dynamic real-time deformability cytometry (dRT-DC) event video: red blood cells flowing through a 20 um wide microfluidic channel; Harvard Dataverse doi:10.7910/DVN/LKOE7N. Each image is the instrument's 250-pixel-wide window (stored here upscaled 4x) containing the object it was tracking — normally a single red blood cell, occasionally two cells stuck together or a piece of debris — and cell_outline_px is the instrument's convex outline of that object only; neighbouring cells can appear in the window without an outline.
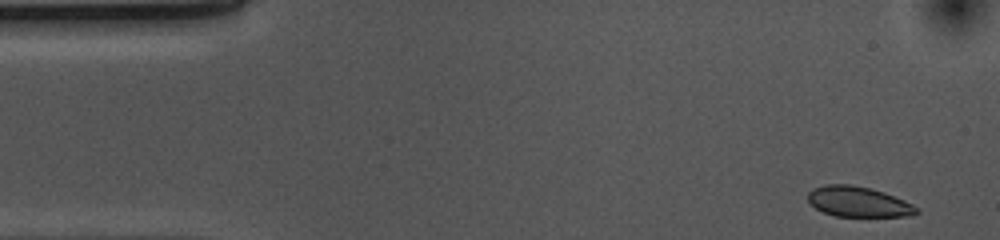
{"species": "common noctule bat (a hibernating species)", "species_latin": "Nyctalus noctula", "temperature_condition": "cold", "stored_images_in_passage": 50, "camera_frame_rate_fps": 3000, "um_per_image_px": 0.085, "animal": {"sex": "female", "body_mass_g": 10.0, "forearm_length_mm": 53.1}, "frame": {"image": 1, "passage_image": 1, "time_ms": 0.0, "image_size_px": [1000, 240], "cell_outline_px": [[920, 212], [912, 216], [836, 216], [824, 212], [816, 208], [808, 200], [808, 192], [812, 188], [824, 184], [852, 184], [872, 188], [884, 192], [904, 200], [920, 208]], "centroid_in_image_um": [72.98, 17.13], "position_along_channel_um": 12.0, "area_um2": 19.36}}
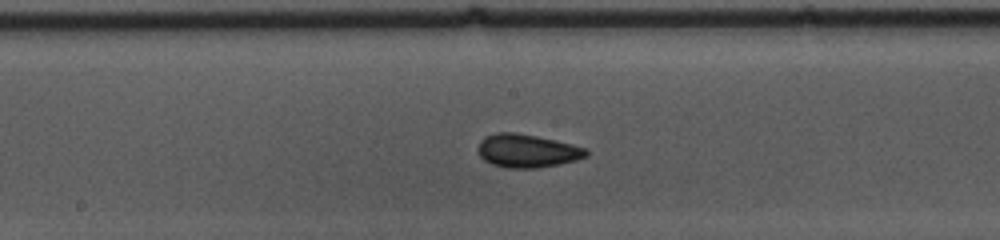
{"frame": {"image": 2, "passage_image": 24, "time_ms": 7.667, "image_size_px": [1000, 240], "cell_outline_px": [[588, 156], [576, 160], [536, 168], [508, 168], [492, 164], [484, 160], [480, 156], [480, 140], [484, 136], [496, 132], [516, 132], [556, 140], [588, 148]], "centroid_in_image_um": [44.83, 12.81], "position_along_channel_um": 203.4, "area_um2": 20.92}}
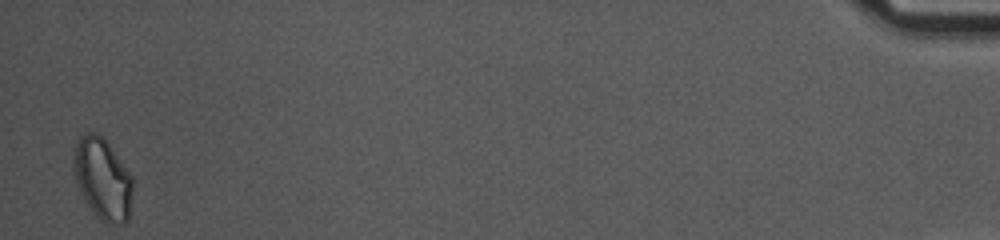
{"frame": {"image": 3, "passage_image": 50, "time_ms": 16.333, "image_size_px": [1000, 240], "cell_outline_px": [[132, 192], [128, 220], [124, 224], [108, 224], [100, 220], [96, 216], [84, 200], [76, 184], [76, 140], [84, 132], [96, 132], [108, 144], [132, 176]], "centroid_in_image_um": [8.74, 15.25], "position_along_channel_um": 426.5, "area_um2": 27.51}, "authors_computed_cell_mechanics": {"area_um2": 20.4034, "velocity_mm_per_s": 3.6933, "shape_relaxation_time_tau1_ms": 2.7896, "shape_relaxation_time_tau2_ms": 1.3236, "deformation_change_tau1": 0.0721, "deformation_change_tau2": 0.0449}}